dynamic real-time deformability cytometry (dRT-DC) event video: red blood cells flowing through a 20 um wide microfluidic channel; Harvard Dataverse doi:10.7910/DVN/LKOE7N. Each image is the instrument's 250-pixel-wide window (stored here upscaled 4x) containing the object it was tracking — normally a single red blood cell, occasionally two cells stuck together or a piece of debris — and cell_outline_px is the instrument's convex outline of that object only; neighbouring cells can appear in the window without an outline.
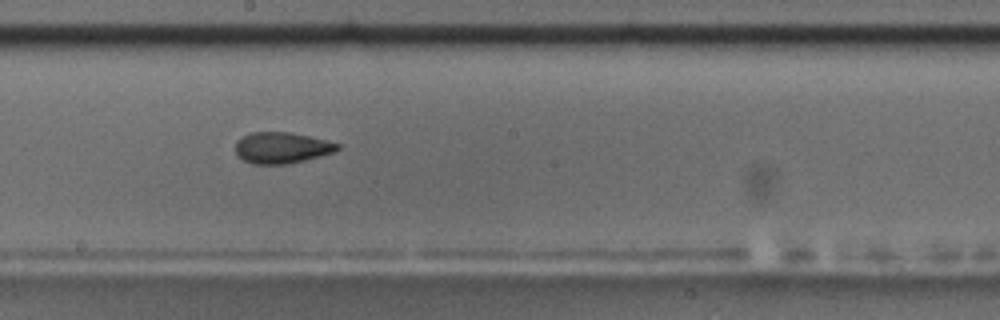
{"species": "common noctule bat (a hibernating species)", "species_latin": "Nyctalus noctula", "temperature_condition": "room temperature", "stored_images_in_passage": 12, "camera_frame_rate_fps": 3000, "um_per_image_px": 0.085, "animal": {"sex": "male", "body_mass_g": 17.5, "forearm_length_mm": 52.3}, "frame": {"image": 1, "passage_image": 9, "time_ms": 9.667, "image_size_px": [1000, 320], "cell_outline_px": [[340, 148], [336, 152], [288, 164], [252, 164], [244, 160], [236, 152], [236, 140], [240, 136], [252, 132], [288, 132], [308, 136], [340, 144]], "centroid_in_image_um": [23.93, 12.56], "position_along_channel_um": 224.3, "area_um2": 18.5}}